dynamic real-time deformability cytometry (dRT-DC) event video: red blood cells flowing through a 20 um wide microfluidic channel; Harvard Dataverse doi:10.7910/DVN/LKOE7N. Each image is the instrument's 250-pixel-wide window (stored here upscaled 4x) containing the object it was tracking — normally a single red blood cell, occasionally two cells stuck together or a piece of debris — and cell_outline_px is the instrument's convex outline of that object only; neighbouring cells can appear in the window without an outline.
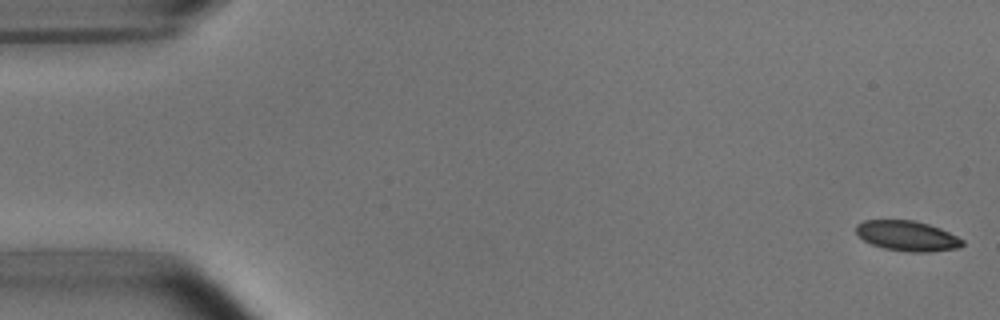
{"species": "common noctule bat (a hibernating species)", "species_latin": "Nyctalus noctula", "temperature_condition": "room temperature", "stored_images_in_passage": 53, "camera_frame_rate_fps": 3000, "um_per_image_px": 0.085, "animal": {"sex": "male", "body_mass_g": 15.6}, "frame": {"image": 1, "passage_image": 1, "time_ms": 0.0, "image_size_px": [1000, 320], "cell_outline_px": [[964, 244], [960, 248], [928, 252], [908, 252], [884, 248], [872, 244], [864, 240], [856, 232], [856, 224], [864, 220], [912, 220], [928, 224], [940, 228], [964, 240]], "centroid_in_image_um": [77.13, 20.05], "position_along_channel_um": 7.9, "area_um2": 18.67}}
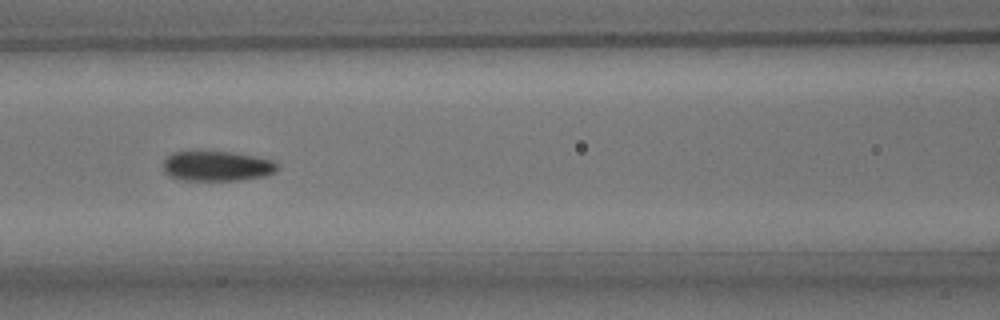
{"frame": {"image": 2, "passage_image": 23, "time_ms": 7.333, "image_size_px": [1000, 320], "cell_outline_px": [[280, 168], [276, 172], [264, 176], [240, 180], [184, 180], [168, 176], [164, 172], [164, 160], [172, 152], [232, 152], [272, 160], [280, 164]], "centroid_in_image_um": [18.47, 14.12], "position_along_channel_um": 148.1, "area_um2": 19.94}}
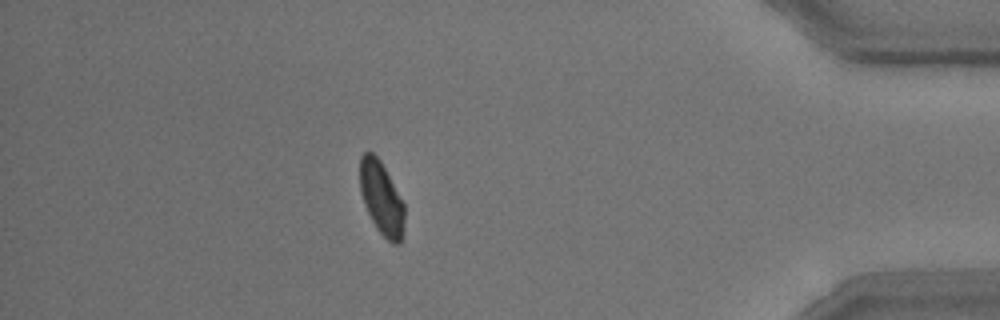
{"frame": {"image": 3, "passage_image": 47, "time_ms": 15.333, "image_size_px": [1000, 320], "cell_outline_px": [[404, 220], [400, 244], [392, 244], [376, 228], [364, 204], [360, 192], [360, 156], [364, 152], [372, 152], [380, 160], [404, 204]], "centroid_in_image_um": [32.41, 16.84], "position_along_channel_um": 402.8, "area_um2": 18.73}, "authors_computed_cell_mechanics": {"area_um2": 19.941, "velocity_mm_per_s": 3.7343, "shape_relaxation_time_tau1_ms": 4.0151, "shape_relaxation_time_tau2_ms": 2.8429, "deformation_change_tau1": 0.1057, "deformation_change_tau2": 0.0755}}